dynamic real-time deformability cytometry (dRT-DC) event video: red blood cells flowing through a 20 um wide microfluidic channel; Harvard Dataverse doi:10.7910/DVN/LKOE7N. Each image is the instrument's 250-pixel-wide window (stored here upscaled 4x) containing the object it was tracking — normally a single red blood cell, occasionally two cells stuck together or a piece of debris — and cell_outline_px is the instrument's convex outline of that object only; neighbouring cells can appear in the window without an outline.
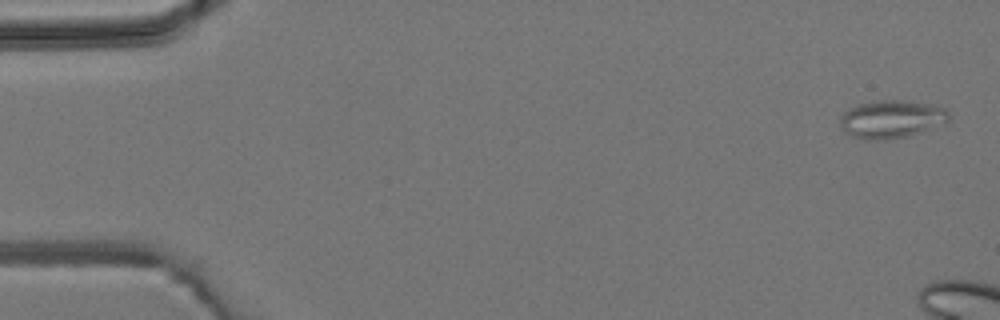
{"species": "common noctule bat (a hibernating species)", "species_latin": "Nyctalus noctula", "temperature_condition": "room temperature", "stored_images_in_passage": 7, "camera_frame_rate_fps": 3000, "um_per_image_px": 0.085, "animal": {"sex": "male", "body_mass_g": 19.2, "forearm_length_mm": 51.8}, "frame": {"image": 1, "passage_image": 1, "time_ms": 0.0, "image_size_px": [1000, 320], "cell_outline_px": [[948, 120], [944, 124], [908, 136], [884, 140], [864, 140], [852, 136], [844, 132], [840, 124], [840, 116], [844, 112], [860, 104], [880, 100], [900, 100], [936, 104], [944, 108], [948, 112]], "centroid_in_image_um": [75.78, 10.13], "position_along_channel_um": 9.2, "area_um2": 24.1}}